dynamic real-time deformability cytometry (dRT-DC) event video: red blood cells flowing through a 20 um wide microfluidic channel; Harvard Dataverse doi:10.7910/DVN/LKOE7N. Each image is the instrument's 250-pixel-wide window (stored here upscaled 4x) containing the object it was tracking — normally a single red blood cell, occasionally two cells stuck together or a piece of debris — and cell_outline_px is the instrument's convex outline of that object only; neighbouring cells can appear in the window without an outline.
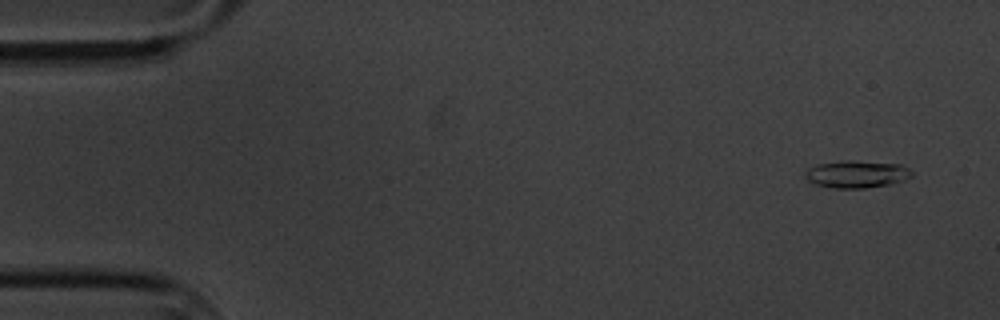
{"species": "common noctule bat (a hibernating species)", "species_latin": "Nyctalus noctula", "temperature_condition": "cold", "stored_images_in_passage": 60, "camera_frame_rate_fps": 3000, "um_per_image_px": 0.085, "animal": {"sex": "male", "body_mass_g": 20.1, "forearm_length_mm": 53.5}, "frame": {"image": 1, "passage_image": 4, "time_ms": 1.0, "image_size_px": [1000, 320], "cell_outline_px": [[912, 176], [892, 184], [864, 188], [836, 188], [816, 184], [808, 180], [804, 176], [804, 172], [808, 168], [816, 164], [840, 160], [852, 160], [900, 164], [908, 168], [912, 172]], "centroid_in_image_um": [72.79, 14.79], "position_along_channel_um": 12.2, "area_um2": 17.05}}
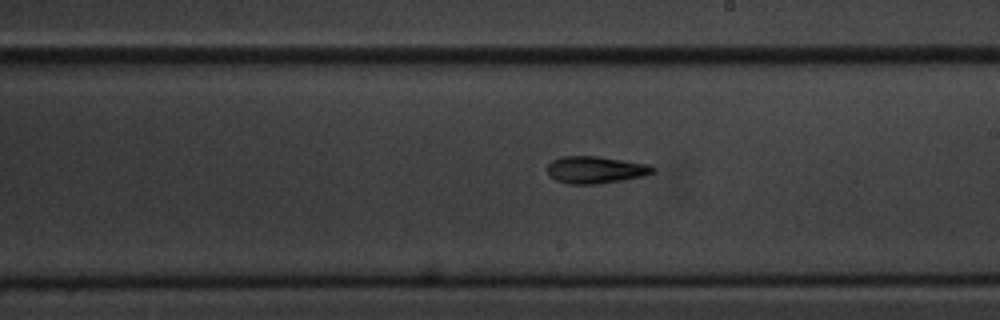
{"frame": {"image": 2, "passage_image": 34, "time_ms": 11.0, "image_size_px": [1000, 320], "cell_outline_px": [[656, 168], [652, 172], [644, 176], [624, 180], [596, 184], [568, 184], [556, 180], [548, 176], [548, 164], [552, 160], [560, 156], [596, 156], [652, 164]], "centroid_in_image_um": [50.63, 14.43], "position_along_channel_um": 238.4, "area_um2": 16.88}}
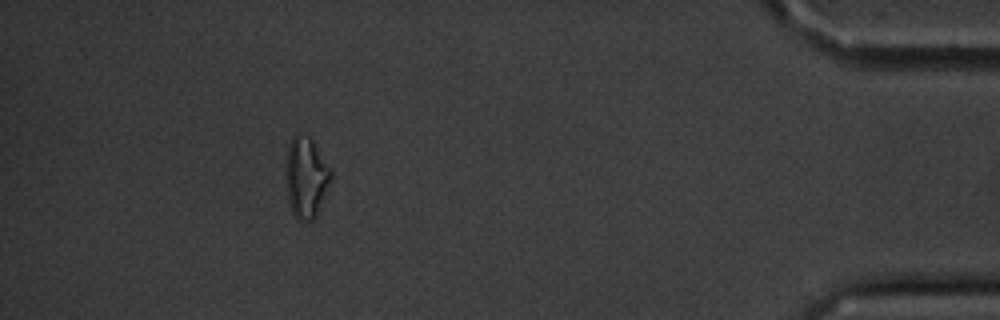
{"frame": {"image": 3, "passage_image": 54, "time_ms": 17.667, "image_size_px": [1000, 320], "cell_outline_px": [[332, 180], [316, 216], [312, 220], [296, 220], [292, 212], [288, 200], [288, 144], [292, 136], [296, 132], [300, 132], [308, 136], [312, 140], [332, 172]], "centroid_in_image_um": [26.05, 15.08], "position_along_channel_um": 409.2, "area_um2": 20.81}, "authors_computed_cell_mechanics": {"area_um2": 16.2996, "velocity_mm_per_s": 3.3807, "shape_relaxation_time_tau1_ms": 3.4122, "shape_relaxation_time_tau2_ms": 7.2377, "deformation_change_tau1": 0.1526, "deformation_change_tau2": 0.1774}}